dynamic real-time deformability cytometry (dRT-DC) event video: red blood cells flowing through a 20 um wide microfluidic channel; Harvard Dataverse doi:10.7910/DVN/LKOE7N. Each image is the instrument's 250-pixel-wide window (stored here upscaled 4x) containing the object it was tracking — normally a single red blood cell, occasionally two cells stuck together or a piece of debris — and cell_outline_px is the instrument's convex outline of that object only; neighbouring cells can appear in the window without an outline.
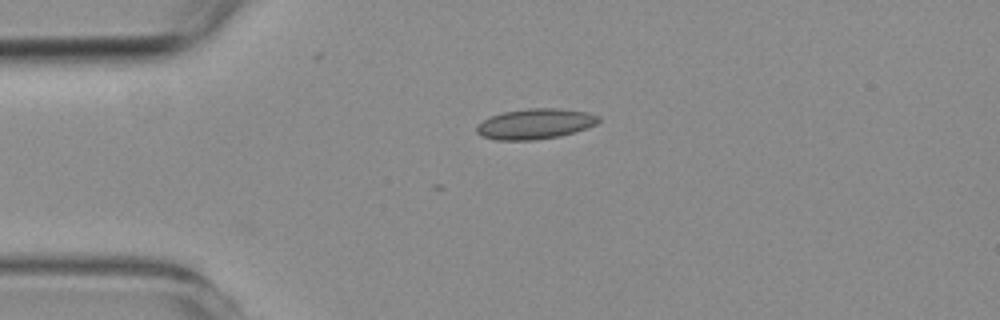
{"species": "common noctule bat (a hibernating species)", "species_latin": "Nyctalus noctula", "temperature_condition": "room temperature", "stored_images_in_passage": 2, "camera_frame_rate_fps": 3000, "um_per_image_px": 0.085, "animal": {"sex": "female", "body_mass_g": 19.3, "forearm_length_mm": 54.1}, "frame": {"image": 1, "passage_image": 2, "time_ms": 0.333, "image_size_px": [1000, 320], "cell_outline_px": [[600, 120], [596, 124], [588, 128], [560, 136], [532, 140], [496, 140], [484, 136], [476, 132], [476, 124], [492, 116], [504, 112], [528, 108], [560, 108], [588, 112], [600, 116]], "centroid_in_image_um": [45.52, 10.52], "position_along_channel_um": 39.5, "area_um2": 21.62}}